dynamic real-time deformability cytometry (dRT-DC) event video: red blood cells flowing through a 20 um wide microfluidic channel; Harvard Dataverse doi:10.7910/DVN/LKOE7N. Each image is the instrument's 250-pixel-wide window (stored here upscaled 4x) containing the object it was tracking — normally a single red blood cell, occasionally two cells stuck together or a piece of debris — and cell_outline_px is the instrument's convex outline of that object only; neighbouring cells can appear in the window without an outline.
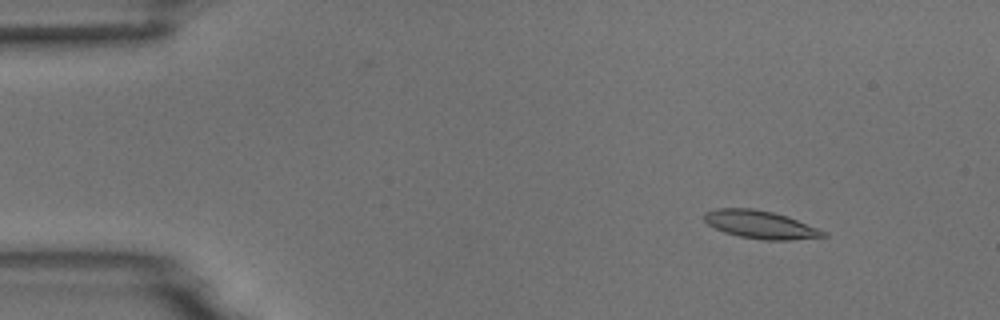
{"species": "common noctule bat (a hibernating species)", "species_latin": "Nyctalus noctula", "temperature_condition": "room temperature", "stored_images_in_passage": 16, "camera_frame_rate_fps": 3000, "um_per_image_px": 0.085, "animal": {"sex": "male", "body_mass_g": 18.8}, "frame": {"image": 1, "passage_image": 6, "time_ms": 1.667, "image_size_px": [1000, 320], "cell_outline_px": [[828, 236], [788, 240], [764, 240], [740, 236], [724, 232], [708, 224], [704, 220], [704, 212], [716, 208], [752, 208], [772, 212], [788, 216], [828, 232]], "centroid_in_image_um": [64.65, 19.08], "position_along_channel_um": 20.4, "area_um2": 19.36}}